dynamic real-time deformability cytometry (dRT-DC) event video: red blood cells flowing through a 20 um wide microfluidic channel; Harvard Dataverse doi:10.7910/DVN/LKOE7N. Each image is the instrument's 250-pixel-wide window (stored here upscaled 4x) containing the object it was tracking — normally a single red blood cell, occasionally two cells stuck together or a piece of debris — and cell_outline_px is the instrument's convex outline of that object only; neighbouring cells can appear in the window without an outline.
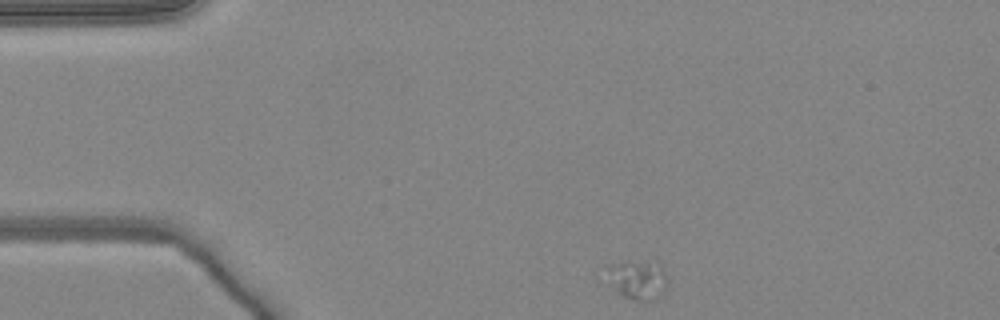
{"species": "common noctule bat (a hibernating species)", "species_latin": "Nyctalus noctula", "temperature_condition": "warm", "stored_images_in_passage": 8, "camera_frame_rate_fps": 3000, "um_per_image_px": 0.085, "animal": {"sex": "female", "body_mass_g": 24.6, "forearm_length_mm": 56.2}, "frame": {"image": 1, "passage_image": 1, "time_ms": 0.0, "image_size_px": [1000, 320], "cell_outline_px": [[668, 284], [656, 300], [636, 300], [624, 296], [608, 284], [604, 264], [628, 260], [648, 264], [660, 268], [664, 272], [668, 280]], "centroid_in_image_um": [54.09, 23.77], "position_along_channel_um": 30.9, "area_um2": 13.81}}